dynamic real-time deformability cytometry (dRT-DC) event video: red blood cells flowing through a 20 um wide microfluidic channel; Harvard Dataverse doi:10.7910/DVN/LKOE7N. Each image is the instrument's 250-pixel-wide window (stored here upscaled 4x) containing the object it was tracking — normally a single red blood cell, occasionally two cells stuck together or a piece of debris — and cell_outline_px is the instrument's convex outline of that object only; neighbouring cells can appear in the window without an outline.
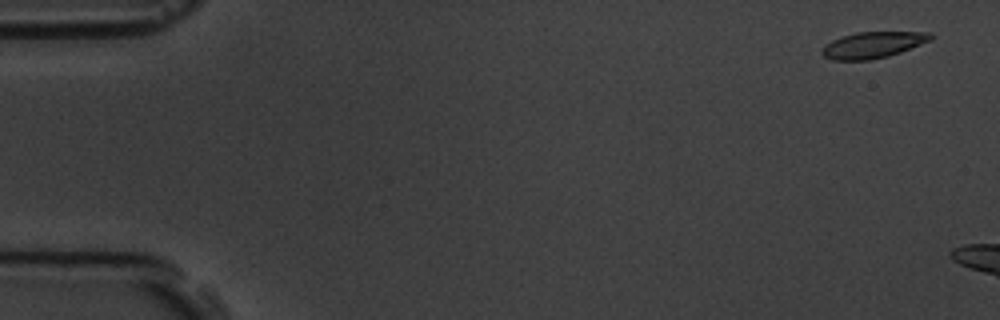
{"species": "common noctule bat (a hibernating species)", "species_latin": "Nyctalus noctula", "temperature_condition": "room temperature", "stored_images_in_passage": 3, "camera_frame_rate_fps": 3000, "um_per_image_px": 0.085, "animal": {"sex": "male", "body_mass_g": 19.5, "forearm_length_mm": 54.6}, "frame": {"image": 1, "passage_image": 1, "time_ms": 0.0, "image_size_px": [1000, 320], "cell_outline_px": [[936, 36], [932, 40], [900, 52], [888, 56], [868, 60], [832, 60], [824, 56], [820, 52], [832, 40], [840, 36], [856, 32], [932, 32]], "centroid_in_image_um": [74.24, 3.81], "position_along_channel_um": 10.8, "area_um2": 16.65}}